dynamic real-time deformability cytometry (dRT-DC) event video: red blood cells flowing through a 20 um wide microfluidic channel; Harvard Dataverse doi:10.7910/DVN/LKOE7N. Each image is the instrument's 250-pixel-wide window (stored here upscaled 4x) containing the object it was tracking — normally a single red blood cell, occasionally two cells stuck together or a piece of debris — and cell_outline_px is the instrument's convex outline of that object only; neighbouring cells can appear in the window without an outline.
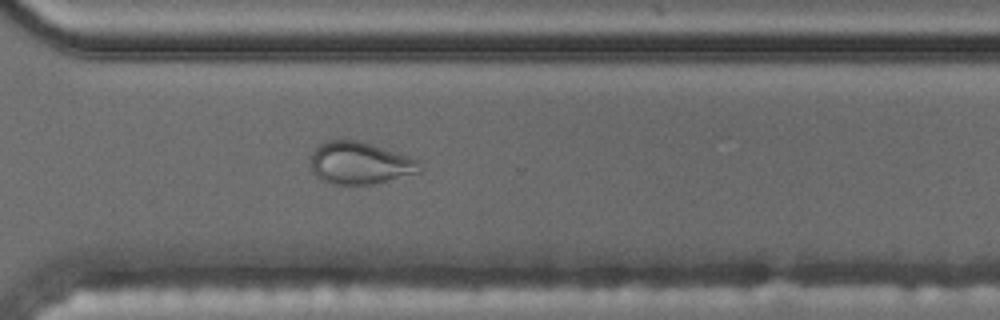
{"species": "common noctule bat (a hibernating species)", "species_latin": "Nyctalus noctula", "temperature_condition": "cold", "stored_images_in_passage": 57, "camera_frame_rate_fps": 3000, "um_per_image_px": 0.085, "animal": {"sex": "male", "body_mass_g": 17.5, "forearm_length_mm": 52.3}, "frame": {"image": 1, "passage_image": 41, "time_ms": 13.333, "image_size_px": [1000, 320], "cell_outline_px": [[420, 172], [372, 184], [332, 184], [320, 180], [312, 172], [312, 152], [324, 140], [360, 140], [420, 160]], "centroid_in_image_um": [30.57, 13.85], "position_along_channel_um": 340.0, "area_um2": 26.76}}